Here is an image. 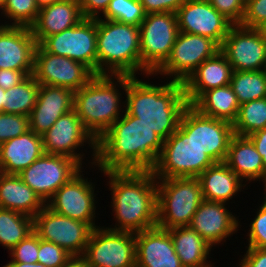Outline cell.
I'll use <instances>...</instances> for the list:
<instances>
[{
	"instance_id": "cell-1",
	"label": "cell",
	"mask_w": 266,
	"mask_h": 267,
	"mask_svg": "<svg viewBox=\"0 0 266 267\" xmlns=\"http://www.w3.org/2000/svg\"><path fill=\"white\" fill-rule=\"evenodd\" d=\"M164 140L126 111L97 140L96 169L151 171L157 164Z\"/></svg>"
},
{
	"instance_id": "cell-2",
	"label": "cell",
	"mask_w": 266,
	"mask_h": 267,
	"mask_svg": "<svg viewBox=\"0 0 266 267\" xmlns=\"http://www.w3.org/2000/svg\"><path fill=\"white\" fill-rule=\"evenodd\" d=\"M109 179L113 231L142 232L157 226V180L152 171H104Z\"/></svg>"
},
{
	"instance_id": "cell-3",
	"label": "cell",
	"mask_w": 266,
	"mask_h": 267,
	"mask_svg": "<svg viewBox=\"0 0 266 267\" xmlns=\"http://www.w3.org/2000/svg\"><path fill=\"white\" fill-rule=\"evenodd\" d=\"M124 96L125 111L140 119L164 141L177 130L181 115L188 106L184 84L171 80L153 84L137 76H128Z\"/></svg>"
},
{
	"instance_id": "cell-4",
	"label": "cell",
	"mask_w": 266,
	"mask_h": 267,
	"mask_svg": "<svg viewBox=\"0 0 266 267\" xmlns=\"http://www.w3.org/2000/svg\"><path fill=\"white\" fill-rule=\"evenodd\" d=\"M127 84L126 75H95L74 92L73 109L96 140L124 113L125 105L122 104L125 101L121 98L122 93L125 95Z\"/></svg>"
},
{
	"instance_id": "cell-5",
	"label": "cell",
	"mask_w": 266,
	"mask_h": 267,
	"mask_svg": "<svg viewBox=\"0 0 266 267\" xmlns=\"http://www.w3.org/2000/svg\"><path fill=\"white\" fill-rule=\"evenodd\" d=\"M139 27L97 18V75L140 74Z\"/></svg>"
},
{
	"instance_id": "cell-6",
	"label": "cell",
	"mask_w": 266,
	"mask_h": 267,
	"mask_svg": "<svg viewBox=\"0 0 266 267\" xmlns=\"http://www.w3.org/2000/svg\"><path fill=\"white\" fill-rule=\"evenodd\" d=\"M157 180V226L168 230L189 226L204 200L198 177Z\"/></svg>"
},
{
	"instance_id": "cell-7",
	"label": "cell",
	"mask_w": 266,
	"mask_h": 267,
	"mask_svg": "<svg viewBox=\"0 0 266 267\" xmlns=\"http://www.w3.org/2000/svg\"><path fill=\"white\" fill-rule=\"evenodd\" d=\"M215 162L179 127L162 146L151 170L156 179L198 177Z\"/></svg>"
},
{
	"instance_id": "cell-8",
	"label": "cell",
	"mask_w": 266,
	"mask_h": 267,
	"mask_svg": "<svg viewBox=\"0 0 266 267\" xmlns=\"http://www.w3.org/2000/svg\"><path fill=\"white\" fill-rule=\"evenodd\" d=\"M140 72L145 78L154 73L169 58L179 33L176 13H150L139 26Z\"/></svg>"
},
{
	"instance_id": "cell-9",
	"label": "cell",
	"mask_w": 266,
	"mask_h": 267,
	"mask_svg": "<svg viewBox=\"0 0 266 267\" xmlns=\"http://www.w3.org/2000/svg\"><path fill=\"white\" fill-rule=\"evenodd\" d=\"M43 149L46 154L63 155L76 160L81 166L85 164V153L81 148L87 144L92 156L86 163L95 169L97 140L84 127L75 110H71L57 119L54 125L42 135ZM78 152V153H77ZM84 162V163H83ZM94 167H93V166Z\"/></svg>"
},
{
	"instance_id": "cell-10",
	"label": "cell",
	"mask_w": 266,
	"mask_h": 267,
	"mask_svg": "<svg viewBox=\"0 0 266 267\" xmlns=\"http://www.w3.org/2000/svg\"><path fill=\"white\" fill-rule=\"evenodd\" d=\"M81 258L90 267H136L135 233L94 228Z\"/></svg>"
},
{
	"instance_id": "cell-11",
	"label": "cell",
	"mask_w": 266,
	"mask_h": 267,
	"mask_svg": "<svg viewBox=\"0 0 266 267\" xmlns=\"http://www.w3.org/2000/svg\"><path fill=\"white\" fill-rule=\"evenodd\" d=\"M215 162H225L234 136L232 123L205 116L188 105L178 126Z\"/></svg>"
},
{
	"instance_id": "cell-12",
	"label": "cell",
	"mask_w": 266,
	"mask_h": 267,
	"mask_svg": "<svg viewBox=\"0 0 266 267\" xmlns=\"http://www.w3.org/2000/svg\"><path fill=\"white\" fill-rule=\"evenodd\" d=\"M218 51L220 46L211 38L179 31L169 58L154 75L159 74L163 79L167 76L165 80L169 78L184 83L206 59Z\"/></svg>"
},
{
	"instance_id": "cell-13",
	"label": "cell",
	"mask_w": 266,
	"mask_h": 267,
	"mask_svg": "<svg viewBox=\"0 0 266 267\" xmlns=\"http://www.w3.org/2000/svg\"><path fill=\"white\" fill-rule=\"evenodd\" d=\"M46 52L64 56L87 66L97 75V18H84L39 44Z\"/></svg>"
},
{
	"instance_id": "cell-14",
	"label": "cell",
	"mask_w": 266,
	"mask_h": 267,
	"mask_svg": "<svg viewBox=\"0 0 266 267\" xmlns=\"http://www.w3.org/2000/svg\"><path fill=\"white\" fill-rule=\"evenodd\" d=\"M33 231L40 239L55 243L73 257H81L93 228L86 222L60 215L45 206L33 218Z\"/></svg>"
},
{
	"instance_id": "cell-15",
	"label": "cell",
	"mask_w": 266,
	"mask_h": 267,
	"mask_svg": "<svg viewBox=\"0 0 266 267\" xmlns=\"http://www.w3.org/2000/svg\"><path fill=\"white\" fill-rule=\"evenodd\" d=\"M83 169L72 158L44 153L18 175L46 203L61 186Z\"/></svg>"
},
{
	"instance_id": "cell-16",
	"label": "cell",
	"mask_w": 266,
	"mask_h": 267,
	"mask_svg": "<svg viewBox=\"0 0 266 267\" xmlns=\"http://www.w3.org/2000/svg\"><path fill=\"white\" fill-rule=\"evenodd\" d=\"M80 171L69 182L61 186L46 202V206L52 211L88 223L93 229L96 225V195L92 180H88Z\"/></svg>"
},
{
	"instance_id": "cell-17",
	"label": "cell",
	"mask_w": 266,
	"mask_h": 267,
	"mask_svg": "<svg viewBox=\"0 0 266 267\" xmlns=\"http://www.w3.org/2000/svg\"><path fill=\"white\" fill-rule=\"evenodd\" d=\"M32 75L42 85L63 87L73 92L85 86L95 76L84 64L48 53L39 44L35 49Z\"/></svg>"
},
{
	"instance_id": "cell-18",
	"label": "cell",
	"mask_w": 266,
	"mask_h": 267,
	"mask_svg": "<svg viewBox=\"0 0 266 267\" xmlns=\"http://www.w3.org/2000/svg\"><path fill=\"white\" fill-rule=\"evenodd\" d=\"M220 51L226 56L232 71H256L266 68V39L256 28L233 25Z\"/></svg>"
},
{
	"instance_id": "cell-19",
	"label": "cell",
	"mask_w": 266,
	"mask_h": 267,
	"mask_svg": "<svg viewBox=\"0 0 266 267\" xmlns=\"http://www.w3.org/2000/svg\"><path fill=\"white\" fill-rule=\"evenodd\" d=\"M176 15L180 32L209 37L219 46L233 26L208 0H186Z\"/></svg>"
},
{
	"instance_id": "cell-20",
	"label": "cell",
	"mask_w": 266,
	"mask_h": 267,
	"mask_svg": "<svg viewBox=\"0 0 266 267\" xmlns=\"http://www.w3.org/2000/svg\"><path fill=\"white\" fill-rule=\"evenodd\" d=\"M239 226V216L232 214L229 204L208 200L200 203L189 224L212 248L229 240Z\"/></svg>"
},
{
	"instance_id": "cell-21",
	"label": "cell",
	"mask_w": 266,
	"mask_h": 267,
	"mask_svg": "<svg viewBox=\"0 0 266 267\" xmlns=\"http://www.w3.org/2000/svg\"><path fill=\"white\" fill-rule=\"evenodd\" d=\"M37 45L31 27L0 25V69L33 71Z\"/></svg>"
},
{
	"instance_id": "cell-22",
	"label": "cell",
	"mask_w": 266,
	"mask_h": 267,
	"mask_svg": "<svg viewBox=\"0 0 266 267\" xmlns=\"http://www.w3.org/2000/svg\"><path fill=\"white\" fill-rule=\"evenodd\" d=\"M136 267H184L168 230L158 226L135 233Z\"/></svg>"
},
{
	"instance_id": "cell-23",
	"label": "cell",
	"mask_w": 266,
	"mask_h": 267,
	"mask_svg": "<svg viewBox=\"0 0 266 267\" xmlns=\"http://www.w3.org/2000/svg\"><path fill=\"white\" fill-rule=\"evenodd\" d=\"M73 104L72 90L40 84L36 104L29 116L30 130L42 136L59 117L73 110Z\"/></svg>"
},
{
	"instance_id": "cell-24",
	"label": "cell",
	"mask_w": 266,
	"mask_h": 267,
	"mask_svg": "<svg viewBox=\"0 0 266 267\" xmlns=\"http://www.w3.org/2000/svg\"><path fill=\"white\" fill-rule=\"evenodd\" d=\"M44 153L42 136L28 130L0 144V172L18 175Z\"/></svg>"
},
{
	"instance_id": "cell-25",
	"label": "cell",
	"mask_w": 266,
	"mask_h": 267,
	"mask_svg": "<svg viewBox=\"0 0 266 267\" xmlns=\"http://www.w3.org/2000/svg\"><path fill=\"white\" fill-rule=\"evenodd\" d=\"M232 72L231 65L221 51L206 59L183 83L188 105L207 90L229 85Z\"/></svg>"
},
{
	"instance_id": "cell-26",
	"label": "cell",
	"mask_w": 266,
	"mask_h": 267,
	"mask_svg": "<svg viewBox=\"0 0 266 267\" xmlns=\"http://www.w3.org/2000/svg\"><path fill=\"white\" fill-rule=\"evenodd\" d=\"M84 19L78 0H62L40 8L31 30L37 44L46 37L61 33Z\"/></svg>"
},
{
	"instance_id": "cell-27",
	"label": "cell",
	"mask_w": 266,
	"mask_h": 267,
	"mask_svg": "<svg viewBox=\"0 0 266 267\" xmlns=\"http://www.w3.org/2000/svg\"><path fill=\"white\" fill-rule=\"evenodd\" d=\"M198 179L203 199L208 201L231 203L229 201L246 188L245 182L225 162L214 163L201 173Z\"/></svg>"
},
{
	"instance_id": "cell-28",
	"label": "cell",
	"mask_w": 266,
	"mask_h": 267,
	"mask_svg": "<svg viewBox=\"0 0 266 267\" xmlns=\"http://www.w3.org/2000/svg\"><path fill=\"white\" fill-rule=\"evenodd\" d=\"M46 203L16 174L0 172V208L35 217Z\"/></svg>"
},
{
	"instance_id": "cell-29",
	"label": "cell",
	"mask_w": 266,
	"mask_h": 267,
	"mask_svg": "<svg viewBox=\"0 0 266 267\" xmlns=\"http://www.w3.org/2000/svg\"><path fill=\"white\" fill-rule=\"evenodd\" d=\"M225 163L246 185L264 175L262 157L248 137H232Z\"/></svg>"
},
{
	"instance_id": "cell-30",
	"label": "cell",
	"mask_w": 266,
	"mask_h": 267,
	"mask_svg": "<svg viewBox=\"0 0 266 267\" xmlns=\"http://www.w3.org/2000/svg\"><path fill=\"white\" fill-rule=\"evenodd\" d=\"M175 252L184 267H208L212 248L189 226L168 229ZM210 255V256H209ZM209 261V262H208Z\"/></svg>"
},
{
	"instance_id": "cell-31",
	"label": "cell",
	"mask_w": 266,
	"mask_h": 267,
	"mask_svg": "<svg viewBox=\"0 0 266 267\" xmlns=\"http://www.w3.org/2000/svg\"><path fill=\"white\" fill-rule=\"evenodd\" d=\"M191 106L205 116L233 123L240 104L230 85H227L203 92Z\"/></svg>"
},
{
	"instance_id": "cell-32",
	"label": "cell",
	"mask_w": 266,
	"mask_h": 267,
	"mask_svg": "<svg viewBox=\"0 0 266 267\" xmlns=\"http://www.w3.org/2000/svg\"><path fill=\"white\" fill-rule=\"evenodd\" d=\"M40 83L36 81L33 75H29L18 85L5 90L3 113H12L30 116L34 108Z\"/></svg>"
},
{
	"instance_id": "cell-33",
	"label": "cell",
	"mask_w": 266,
	"mask_h": 267,
	"mask_svg": "<svg viewBox=\"0 0 266 267\" xmlns=\"http://www.w3.org/2000/svg\"><path fill=\"white\" fill-rule=\"evenodd\" d=\"M33 232V217L0 208V244L11 250Z\"/></svg>"
},
{
	"instance_id": "cell-34",
	"label": "cell",
	"mask_w": 266,
	"mask_h": 267,
	"mask_svg": "<svg viewBox=\"0 0 266 267\" xmlns=\"http://www.w3.org/2000/svg\"><path fill=\"white\" fill-rule=\"evenodd\" d=\"M229 85L240 105L266 98V71H233Z\"/></svg>"
},
{
	"instance_id": "cell-35",
	"label": "cell",
	"mask_w": 266,
	"mask_h": 267,
	"mask_svg": "<svg viewBox=\"0 0 266 267\" xmlns=\"http://www.w3.org/2000/svg\"><path fill=\"white\" fill-rule=\"evenodd\" d=\"M232 126L234 135L244 137L266 128V98L241 104Z\"/></svg>"
},
{
	"instance_id": "cell-36",
	"label": "cell",
	"mask_w": 266,
	"mask_h": 267,
	"mask_svg": "<svg viewBox=\"0 0 266 267\" xmlns=\"http://www.w3.org/2000/svg\"><path fill=\"white\" fill-rule=\"evenodd\" d=\"M39 10L35 0H6L0 15L10 23L4 21L1 25L31 27L37 20Z\"/></svg>"
},
{
	"instance_id": "cell-37",
	"label": "cell",
	"mask_w": 266,
	"mask_h": 267,
	"mask_svg": "<svg viewBox=\"0 0 266 267\" xmlns=\"http://www.w3.org/2000/svg\"><path fill=\"white\" fill-rule=\"evenodd\" d=\"M145 16L146 13L139 0H111L106 11L99 18L139 27Z\"/></svg>"
},
{
	"instance_id": "cell-38",
	"label": "cell",
	"mask_w": 266,
	"mask_h": 267,
	"mask_svg": "<svg viewBox=\"0 0 266 267\" xmlns=\"http://www.w3.org/2000/svg\"><path fill=\"white\" fill-rule=\"evenodd\" d=\"M30 130L26 115L0 113V144L18 137Z\"/></svg>"
},
{
	"instance_id": "cell-39",
	"label": "cell",
	"mask_w": 266,
	"mask_h": 267,
	"mask_svg": "<svg viewBox=\"0 0 266 267\" xmlns=\"http://www.w3.org/2000/svg\"><path fill=\"white\" fill-rule=\"evenodd\" d=\"M73 256L53 242L39 238L38 262L47 267H62Z\"/></svg>"
},
{
	"instance_id": "cell-40",
	"label": "cell",
	"mask_w": 266,
	"mask_h": 267,
	"mask_svg": "<svg viewBox=\"0 0 266 267\" xmlns=\"http://www.w3.org/2000/svg\"><path fill=\"white\" fill-rule=\"evenodd\" d=\"M39 236L33 231L25 239L9 250L8 262L37 263Z\"/></svg>"
},
{
	"instance_id": "cell-41",
	"label": "cell",
	"mask_w": 266,
	"mask_h": 267,
	"mask_svg": "<svg viewBox=\"0 0 266 267\" xmlns=\"http://www.w3.org/2000/svg\"><path fill=\"white\" fill-rule=\"evenodd\" d=\"M256 209V216L250 221L247 232L248 246L253 248L266 249V205L259 204Z\"/></svg>"
},
{
	"instance_id": "cell-42",
	"label": "cell",
	"mask_w": 266,
	"mask_h": 267,
	"mask_svg": "<svg viewBox=\"0 0 266 267\" xmlns=\"http://www.w3.org/2000/svg\"><path fill=\"white\" fill-rule=\"evenodd\" d=\"M210 4L233 25H240L245 12L242 0H208Z\"/></svg>"
},
{
	"instance_id": "cell-43",
	"label": "cell",
	"mask_w": 266,
	"mask_h": 267,
	"mask_svg": "<svg viewBox=\"0 0 266 267\" xmlns=\"http://www.w3.org/2000/svg\"><path fill=\"white\" fill-rule=\"evenodd\" d=\"M266 21V0H249L245 4V12L241 26L258 28Z\"/></svg>"
},
{
	"instance_id": "cell-44",
	"label": "cell",
	"mask_w": 266,
	"mask_h": 267,
	"mask_svg": "<svg viewBox=\"0 0 266 267\" xmlns=\"http://www.w3.org/2000/svg\"><path fill=\"white\" fill-rule=\"evenodd\" d=\"M146 14L150 13H176L186 0H139Z\"/></svg>"
},
{
	"instance_id": "cell-45",
	"label": "cell",
	"mask_w": 266,
	"mask_h": 267,
	"mask_svg": "<svg viewBox=\"0 0 266 267\" xmlns=\"http://www.w3.org/2000/svg\"><path fill=\"white\" fill-rule=\"evenodd\" d=\"M244 256H241L237 267H266V249L246 247Z\"/></svg>"
},
{
	"instance_id": "cell-46",
	"label": "cell",
	"mask_w": 266,
	"mask_h": 267,
	"mask_svg": "<svg viewBox=\"0 0 266 267\" xmlns=\"http://www.w3.org/2000/svg\"><path fill=\"white\" fill-rule=\"evenodd\" d=\"M84 18H99L111 0H78Z\"/></svg>"
},
{
	"instance_id": "cell-47",
	"label": "cell",
	"mask_w": 266,
	"mask_h": 267,
	"mask_svg": "<svg viewBox=\"0 0 266 267\" xmlns=\"http://www.w3.org/2000/svg\"><path fill=\"white\" fill-rule=\"evenodd\" d=\"M33 71H17L11 69H0V87L4 90H8L23 80L29 75H32Z\"/></svg>"
},
{
	"instance_id": "cell-48",
	"label": "cell",
	"mask_w": 266,
	"mask_h": 267,
	"mask_svg": "<svg viewBox=\"0 0 266 267\" xmlns=\"http://www.w3.org/2000/svg\"><path fill=\"white\" fill-rule=\"evenodd\" d=\"M255 145L256 150L262 157L264 165V175L266 174V128L256 131L253 134L247 136Z\"/></svg>"
},
{
	"instance_id": "cell-49",
	"label": "cell",
	"mask_w": 266,
	"mask_h": 267,
	"mask_svg": "<svg viewBox=\"0 0 266 267\" xmlns=\"http://www.w3.org/2000/svg\"><path fill=\"white\" fill-rule=\"evenodd\" d=\"M62 267H90L81 257H72L64 266Z\"/></svg>"
},
{
	"instance_id": "cell-50",
	"label": "cell",
	"mask_w": 266,
	"mask_h": 267,
	"mask_svg": "<svg viewBox=\"0 0 266 267\" xmlns=\"http://www.w3.org/2000/svg\"><path fill=\"white\" fill-rule=\"evenodd\" d=\"M2 267H47L39 262L37 263H21V262H8Z\"/></svg>"
},
{
	"instance_id": "cell-51",
	"label": "cell",
	"mask_w": 266,
	"mask_h": 267,
	"mask_svg": "<svg viewBox=\"0 0 266 267\" xmlns=\"http://www.w3.org/2000/svg\"><path fill=\"white\" fill-rule=\"evenodd\" d=\"M62 0H35L39 8H42L47 5H52L54 3L60 2Z\"/></svg>"
},
{
	"instance_id": "cell-52",
	"label": "cell",
	"mask_w": 266,
	"mask_h": 267,
	"mask_svg": "<svg viewBox=\"0 0 266 267\" xmlns=\"http://www.w3.org/2000/svg\"><path fill=\"white\" fill-rule=\"evenodd\" d=\"M259 183H261L263 181V190H264V194H263V201H262V204L266 205V174L263 175L259 180ZM261 181V182H260Z\"/></svg>"
},
{
	"instance_id": "cell-53",
	"label": "cell",
	"mask_w": 266,
	"mask_h": 267,
	"mask_svg": "<svg viewBox=\"0 0 266 267\" xmlns=\"http://www.w3.org/2000/svg\"><path fill=\"white\" fill-rule=\"evenodd\" d=\"M5 90L0 87V113L3 112Z\"/></svg>"
},
{
	"instance_id": "cell-54",
	"label": "cell",
	"mask_w": 266,
	"mask_h": 267,
	"mask_svg": "<svg viewBox=\"0 0 266 267\" xmlns=\"http://www.w3.org/2000/svg\"><path fill=\"white\" fill-rule=\"evenodd\" d=\"M261 35L266 39V21L257 28Z\"/></svg>"
},
{
	"instance_id": "cell-55",
	"label": "cell",
	"mask_w": 266,
	"mask_h": 267,
	"mask_svg": "<svg viewBox=\"0 0 266 267\" xmlns=\"http://www.w3.org/2000/svg\"><path fill=\"white\" fill-rule=\"evenodd\" d=\"M5 1L6 0H0V10L2 9V7L4 6V4H5Z\"/></svg>"
},
{
	"instance_id": "cell-56",
	"label": "cell",
	"mask_w": 266,
	"mask_h": 267,
	"mask_svg": "<svg viewBox=\"0 0 266 267\" xmlns=\"http://www.w3.org/2000/svg\"><path fill=\"white\" fill-rule=\"evenodd\" d=\"M215 263L213 262L210 266L208 267H214ZM216 267V266H215ZM218 267V266H217Z\"/></svg>"
},
{
	"instance_id": "cell-57",
	"label": "cell",
	"mask_w": 266,
	"mask_h": 267,
	"mask_svg": "<svg viewBox=\"0 0 266 267\" xmlns=\"http://www.w3.org/2000/svg\"><path fill=\"white\" fill-rule=\"evenodd\" d=\"M245 4L249 1V0H242Z\"/></svg>"
}]
</instances>
